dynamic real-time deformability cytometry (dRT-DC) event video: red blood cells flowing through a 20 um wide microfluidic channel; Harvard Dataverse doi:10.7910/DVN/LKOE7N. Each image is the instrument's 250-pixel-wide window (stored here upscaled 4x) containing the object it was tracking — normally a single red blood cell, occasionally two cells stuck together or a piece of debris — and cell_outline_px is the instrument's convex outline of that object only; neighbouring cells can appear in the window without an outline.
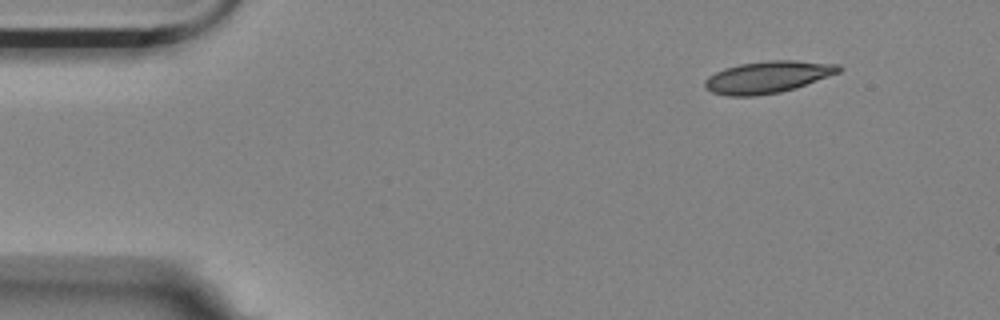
{"species": "Egyptian fruit bat (a non-hibernating species)", "species_latin": "Rousettus aegyptiacus", "temperature_condition": "room temperature", "stored_images_in_passage": 4, "camera_frame_rate_fps": 3000, "um_per_image_px": 0.085, "animal": {"sex": "female"}, "frame": {"image": 1, "passage_image": 1, "time_ms": 0.0, "image_size_px": [1000, 320], "cell_outline_px": [[844, 68], [840, 72], [796, 88], [780, 92], [756, 96], [728, 96], [712, 92], [704, 88], [704, 80], [708, 76], [724, 68], [740, 64], [768, 60], [796, 60], [840, 64]], "centroid_in_image_um": [65.27, 6.55], "position_along_channel_um": 19.7, "area_um2": 25.14}}
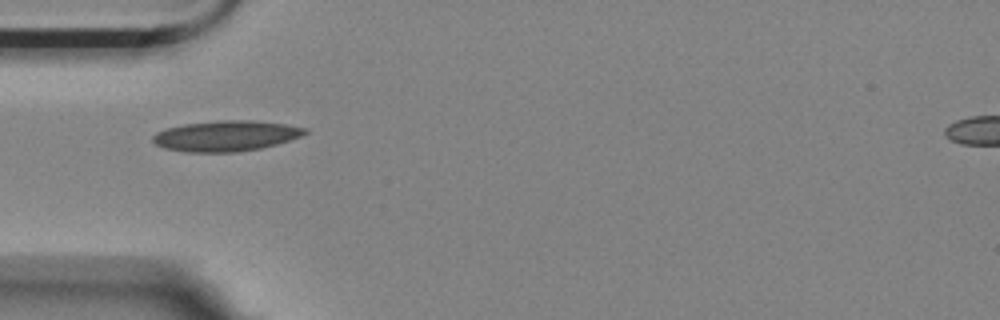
{"frame": {"image": 2, "passage_image": 4, "time_ms": 1.0, "image_size_px": [1000, 320], "cell_outline_px": [[308, 132], [300, 136], [276, 144], [260, 148], [236, 152], [184, 152], [164, 148], [156, 144], [152, 140], [152, 136], [156, 132], [168, 128], [184, 124], [220, 120], [252, 120], [288, 124], [308, 128]], "centroid_in_image_um": [19.21, 11.54], "position_along_channel_um": 65.8, "area_um2": 27.11}}